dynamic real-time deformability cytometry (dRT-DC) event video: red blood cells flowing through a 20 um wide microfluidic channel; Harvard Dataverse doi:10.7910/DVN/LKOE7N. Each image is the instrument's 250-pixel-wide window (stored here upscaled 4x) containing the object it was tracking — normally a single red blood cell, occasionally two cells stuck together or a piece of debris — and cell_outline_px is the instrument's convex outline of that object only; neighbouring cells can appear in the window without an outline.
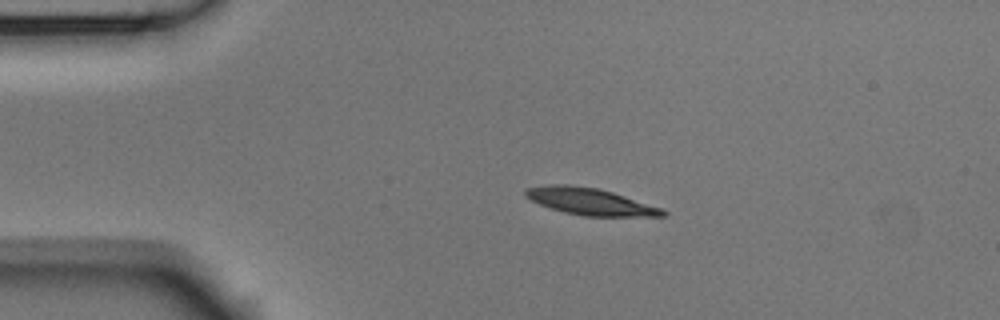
{"species": "Egyptian fruit bat (a non-hibernating species)", "species_latin": "Rousettus aegyptiacus", "temperature_condition": "room temperature", "stored_images_in_passage": 3, "camera_frame_rate_fps": 3000, "um_per_image_px": 0.085, "animal": {"sex": "male"}, "frame": {"image": 1, "passage_image": 2, "time_ms": 0.333, "image_size_px": [1000, 320], "cell_outline_px": [[668, 216], [584, 216], [564, 212], [540, 204], [524, 196], [524, 188], [552, 184], [568, 184], [596, 188], [612, 192], [664, 208], [668, 212]], "centroid_in_image_um": [50.2, 17.13], "position_along_channel_um": 34.8, "area_um2": 21.5}}